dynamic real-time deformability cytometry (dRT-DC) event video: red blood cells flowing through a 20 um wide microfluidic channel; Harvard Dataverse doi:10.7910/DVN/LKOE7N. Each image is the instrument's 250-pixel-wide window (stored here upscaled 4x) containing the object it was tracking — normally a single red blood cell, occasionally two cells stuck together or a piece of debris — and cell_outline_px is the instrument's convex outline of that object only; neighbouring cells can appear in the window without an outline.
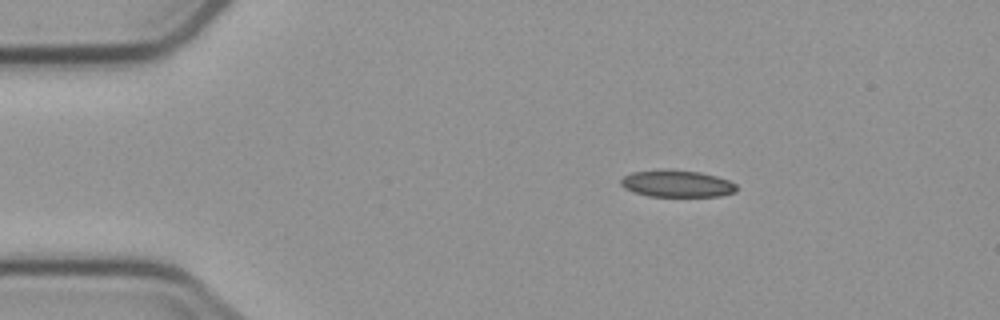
{"species": "common noctule bat (a hibernating species)", "species_latin": "Nyctalus noctula", "temperature_condition": "cold", "stored_images_in_passage": 3, "camera_frame_rate_fps": 3000, "um_per_image_px": 0.085, "animal": {"sex": "male", "body_mass_g": 23.1, "forearm_length_mm": 52.7}, "frame": {"image": 1, "passage_image": 1, "time_ms": 0.0, "image_size_px": [1000, 320], "cell_outline_px": [[736, 192], [720, 196], [648, 196], [632, 192], [624, 188], [620, 184], [620, 180], [624, 176], [632, 172], [700, 172], [716, 176], [728, 180], [736, 184]], "centroid_in_image_um": [57.55, 15.66], "position_along_channel_um": 27.4, "area_um2": 17.4}}
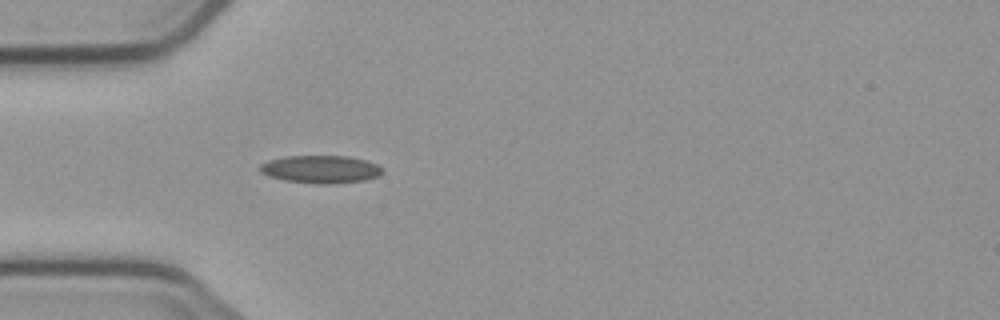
{"frame": {"image": 2, "passage_image": 3, "time_ms": 2.333, "image_size_px": [1000, 320], "cell_outline_px": [[384, 172], [376, 176], [364, 180], [328, 184], [316, 184], [284, 180], [268, 176], [260, 172], [260, 164], [268, 160], [284, 156], [348, 156], [364, 160], [376, 164], [384, 168]], "centroid_in_image_um": [27.23, 14.38], "position_along_channel_um": 57.8, "area_um2": 19.83}}